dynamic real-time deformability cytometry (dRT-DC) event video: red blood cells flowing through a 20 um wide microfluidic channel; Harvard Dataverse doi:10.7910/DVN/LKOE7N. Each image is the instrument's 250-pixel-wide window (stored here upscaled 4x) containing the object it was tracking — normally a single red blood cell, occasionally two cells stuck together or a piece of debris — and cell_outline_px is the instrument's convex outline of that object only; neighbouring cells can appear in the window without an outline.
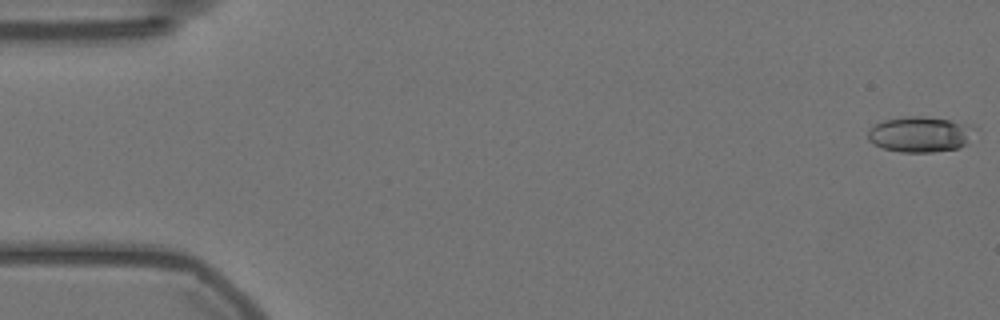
{"species": "Egyptian fruit bat (a non-hibernating species)", "species_latin": "Rousettus aegyptiacus", "temperature_condition": "warm", "stored_images_in_passage": 7, "camera_frame_rate_fps": 3000, "um_per_image_px": 0.085, "animal": {"sex": "female"}, "frame": {"image": 1, "passage_image": 1, "time_ms": 0.0, "image_size_px": [1000, 320], "cell_outline_px": [[980, 128], [968, 144], [956, 148], [932, 152], [900, 152], [884, 148], [868, 140], [868, 132], [876, 124], [884, 120], [908, 116], [920, 116], [948, 120], [972, 124]], "centroid_in_image_um": [78.32, 11.41], "position_along_channel_um": 6.7, "area_um2": 22.31}}